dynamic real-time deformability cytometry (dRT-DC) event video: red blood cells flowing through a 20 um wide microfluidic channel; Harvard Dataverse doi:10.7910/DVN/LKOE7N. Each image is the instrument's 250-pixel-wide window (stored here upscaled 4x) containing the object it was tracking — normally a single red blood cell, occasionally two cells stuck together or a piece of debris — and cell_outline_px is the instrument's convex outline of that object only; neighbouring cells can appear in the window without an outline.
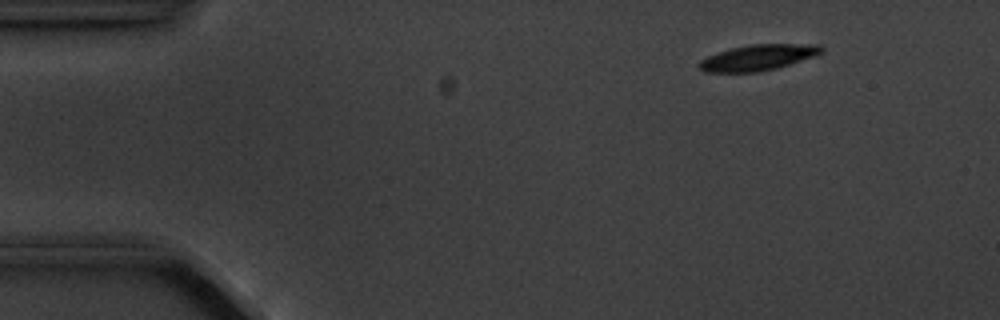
{"species": "common noctule bat (a hibernating species)", "species_latin": "Nyctalus noctula", "temperature_condition": "cold", "stored_images_in_passage": 8, "camera_frame_rate_fps": 3000, "um_per_image_px": 0.085, "animal": {"sex": "male", "body_mass_g": 20.1, "forearm_length_mm": 53.5}, "frame": {"image": 1, "passage_image": 2, "time_ms": 1.333, "image_size_px": [1000, 320], "cell_outline_px": [[824, 48], [820, 52], [812, 56], [776, 68], [760, 72], [704, 72], [696, 64], [700, 60], [708, 56], [732, 48], [752, 44], [820, 44]], "centroid_in_image_um": [64.39, 4.89], "position_along_channel_um": 20.6, "area_um2": 18.09}}